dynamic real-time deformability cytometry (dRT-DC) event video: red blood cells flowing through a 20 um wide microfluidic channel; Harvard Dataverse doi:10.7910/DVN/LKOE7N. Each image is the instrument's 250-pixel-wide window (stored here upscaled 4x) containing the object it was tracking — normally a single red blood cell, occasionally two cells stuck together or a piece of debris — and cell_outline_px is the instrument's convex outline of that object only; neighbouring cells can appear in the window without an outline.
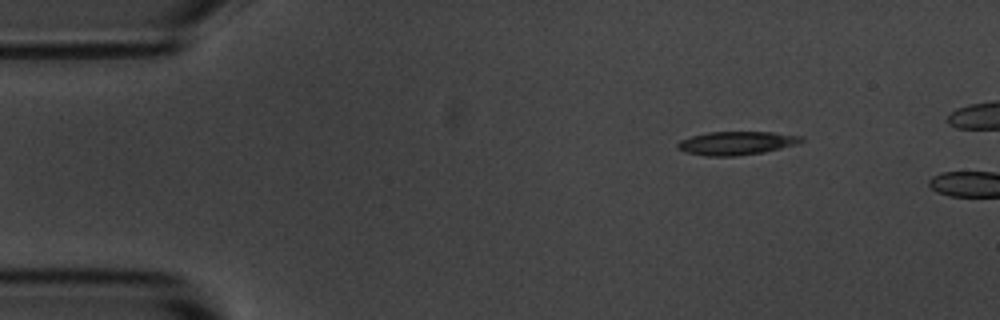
{"species": "common noctule bat (a hibernating species)", "species_latin": "Nyctalus noctula", "temperature_condition": "room temperature", "stored_images_in_passage": 2, "camera_frame_rate_fps": 3000, "um_per_image_px": 0.085, "animal": {"sex": "male", "body_mass_g": 20.1, "forearm_length_mm": 53.5}, "frame": {"image": 1, "passage_image": 1, "time_ms": 0.0, "image_size_px": [1000, 320], "cell_outline_px": [[804, 140], [796, 144], [764, 152], [736, 156], [708, 156], [684, 152], [676, 148], [676, 144], [680, 140], [692, 136], [708, 132], [772, 132], [804, 136]], "centroid_in_image_um": [62.58, 12.16], "position_along_channel_um": 22.4, "area_um2": 16.94}}